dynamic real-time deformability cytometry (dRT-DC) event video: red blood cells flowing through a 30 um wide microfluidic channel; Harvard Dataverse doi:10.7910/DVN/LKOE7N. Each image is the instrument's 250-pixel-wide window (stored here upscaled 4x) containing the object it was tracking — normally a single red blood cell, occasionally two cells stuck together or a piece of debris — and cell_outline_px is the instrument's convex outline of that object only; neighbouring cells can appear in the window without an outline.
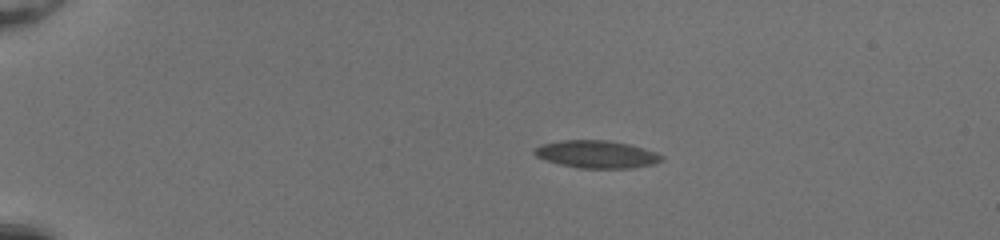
{"species": "common noctule bat (a hibernating species)", "species_latin": "Nyctalus noctula", "temperature_condition": "room temperature", "stored_images_in_passage": 43, "camera_frame_rate_fps": 3000, "um_per_image_px": 0.085, "animal": {"sex": "female", "body_mass_g": 20.0, "forearm_length_mm": 54.0}, "frame": {"image": 1, "passage_image": 1, "time_ms": 0.0, "image_size_px": [1000, 240], "cell_outline_px": [[664, 160], [652, 164], [632, 168], [580, 168], [560, 164], [536, 156], [532, 152], [532, 148], [540, 144], [560, 140], [604, 140], [628, 144], [656, 152], [664, 156]], "centroid_in_image_um": [50.69, 13.11], "position_along_channel_um": 34.3, "area_um2": 20.4}}
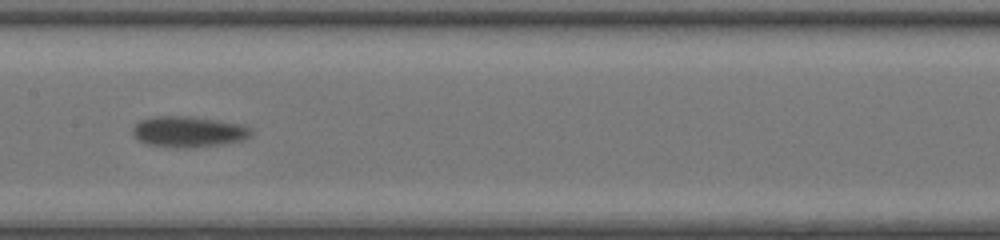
{"frame": {"image": 2, "passage_image": 19, "time_ms": 6.0, "image_size_px": [1000, 240], "cell_outline_px": [[252, 132], [244, 140], [220, 144], [148, 144], [140, 140], [132, 132], [132, 128], [140, 120], [152, 116], [192, 116], [240, 124], [252, 128]], "centroid_in_image_um": [16.04, 11.12], "position_along_channel_um": 191.4, "area_um2": 20.0}}
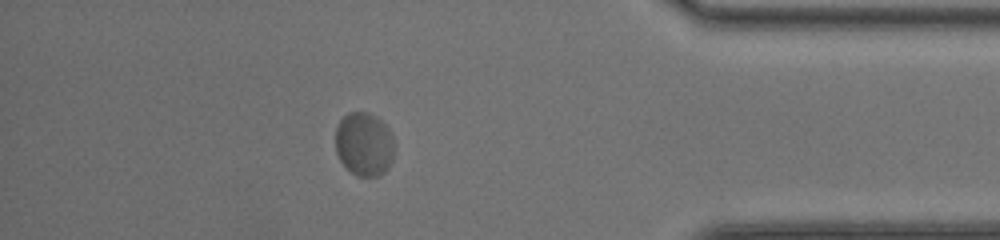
{"frame": {"image": 3, "passage_image": 37, "time_ms": 12.0, "image_size_px": [1000, 240], "cell_outline_px": [[396, 144], [392, 160], [384, 172], [376, 176], [356, 176], [340, 160], [336, 152], [336, 128], [340, 120], [348, 112], [368, 112], [376, 116], [388, 128]], "centroid_in_image_um": [30.97, 12.24], "position_along_channel_um": 404.2, "area_um2": 21.91}, "authors_computed_cell_mechanics": {"area_um2": 20.6924, "velocity_mm_per_s": 4.0044, "shape_relaxation_time_tau1_ms": 3.0659, "shape_relaxation_time_tau2_ms": null, "deformation_change_tau1": 0.1078, "deformation_change_tau2": null}}